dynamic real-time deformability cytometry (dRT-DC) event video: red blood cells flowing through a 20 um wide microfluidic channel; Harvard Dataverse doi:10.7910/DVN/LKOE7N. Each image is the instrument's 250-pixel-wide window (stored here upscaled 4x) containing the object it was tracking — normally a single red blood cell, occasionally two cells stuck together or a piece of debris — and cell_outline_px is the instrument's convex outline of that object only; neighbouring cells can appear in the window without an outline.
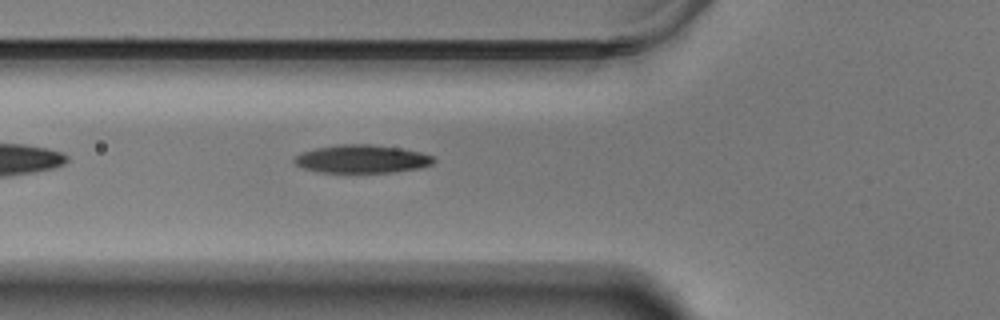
{"species": "Egyptian fruit bat (a non-hibernating species)", "species_latin": "Rousettus aegyptiacus", "temperature_condition": "warm", "stored_images_in_passage": 25, "camera_frame_rate_fps": 3000, "um_per_image_px": 0.085, "animal": {"sex": "male"}, "frame": {"image": 1, "passage_image": 4, "time_ms": 1.0, "image_size_px": [1000, 320], "cell_outline_px": [[436, 160], [432, 164], [420, 168], [396, 172], [316, 172], [304, 168], [296, 164], [292, 160], [296, 156], [304, 152], [316, 148], [340, 144], [372, 144], [404, 148], [420, 152], [432, 156]], "centroid_in_image_um": [30.79, 13.51], "position_along_channel_um": 95.0, "area_um2": 22.89}}
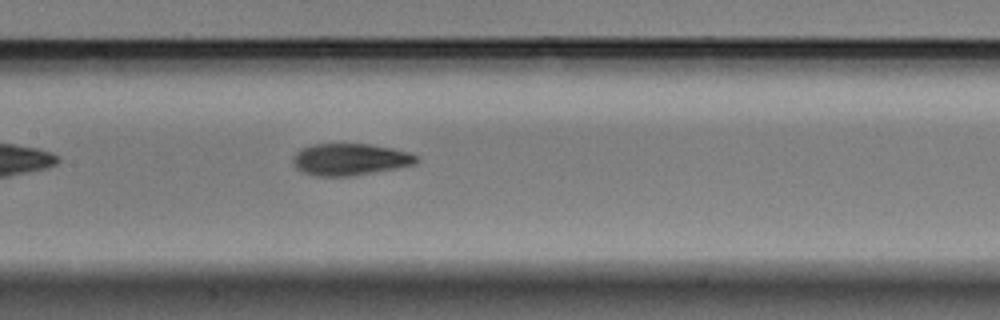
{"frame": {"image": 2, "passage_image": 11, "time_ms": 3.333, "image_size_px": [1000, 320], "cell_outline_px": [[420, 160], [416, 164], [396, 168], [352, 176], [316, 176], [304, 172], [296, 168], [292, 160], [296, 152], [312, 144], [368, 144], [392, 148], [408, 152], [416, 156]], "centroid_in_image_um": [29.76, 13.55], "position_along_channel_um": 177.6, "area_um2": 22.77}}
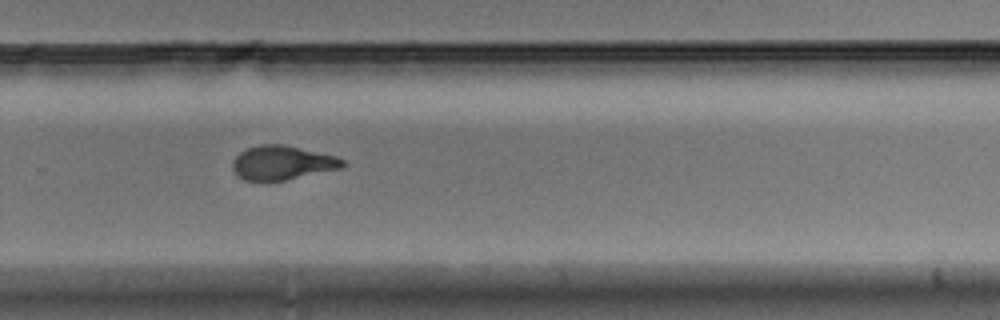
{"frame": {"image": 3, "passage_image": 22, "time_ms": 7.0, "image_size_px": [1000, 320], "cell_outline_px": [[344, 164], [340, 168], [268, 184], [264, 184], [244, 180], [232, 168], [232, 160], [240, 152], [248, 148], [260, 144], [280, 144], [336, 156], [344, 160]], "centroid_in_image_um": [23.92, 13.88], "position_along_channel_um": 305.9, "area_um2": 22.08}}